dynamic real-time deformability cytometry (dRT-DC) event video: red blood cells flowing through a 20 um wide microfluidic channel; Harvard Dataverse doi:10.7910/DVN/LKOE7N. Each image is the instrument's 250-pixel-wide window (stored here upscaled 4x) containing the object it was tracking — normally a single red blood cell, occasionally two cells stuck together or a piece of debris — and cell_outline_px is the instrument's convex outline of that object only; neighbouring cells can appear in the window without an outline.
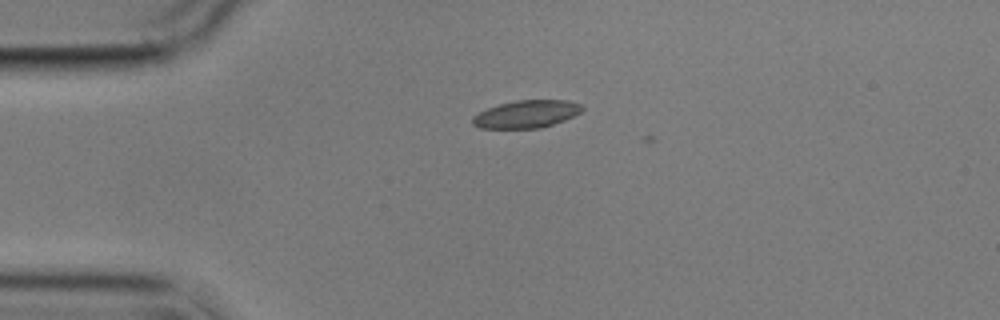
{"species": "common noctule bat (a hibernating species)", "species_latin": "Nyctalus noctula", "temperature_condition": "cold", "stored_images_in_passage": 4, "camera_frame_rate_fps": 3000, "um_per_image_px": 0.085, "animal": {"sex": "male", "body_mass_g": 17.9}, "frame": {"image": 1, "passage_image": 2, "time_ms": 1.333, "image_size_px": [1000, 320], "cell_outline_px": [[584, 108], [580, 112], [564, 120], [540, 128], [480, 128], [472, 124], [472, 116], [488, 108], [500, 104], [516, 100], [568, 100], [580, 104]], "centroid_in_image_um": [44.73, 9.69], "position_along_channel_um": 40.3, "area_um2": 17.46}}